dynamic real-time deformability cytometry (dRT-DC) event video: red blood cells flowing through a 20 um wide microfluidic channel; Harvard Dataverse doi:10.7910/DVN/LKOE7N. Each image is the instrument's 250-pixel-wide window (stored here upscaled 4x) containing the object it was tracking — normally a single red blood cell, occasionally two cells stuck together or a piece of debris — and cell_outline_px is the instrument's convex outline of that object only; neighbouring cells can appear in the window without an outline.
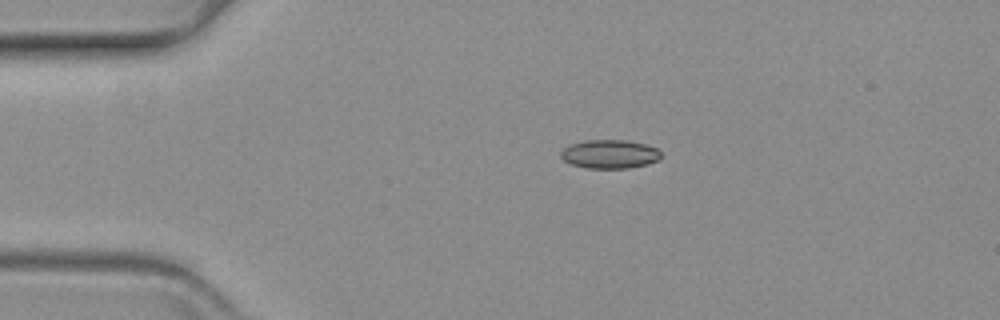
{"species": "common noctule bat (a hibernating species)", "species_latin": "Nyctalus noctula", "temperature_condition": "warm", "stored_images_in_passage": 48, "camera_frame_rate_fps": 3000, "um_per_image_px": 0.085, "animal": {"sex": "female", "body_mass_g": 19.3, "forearm_length_mm": 54.1}, "frame": {"image": 1, "passage_image": 1, "time_ms": 0.0, "image_size_px": [1000, 320], "cell_outline_px": [[660, 156], [656, 160], [648, 164], [628, 168], [588, 168], [572, 164], [564, 160], [560, 156], [560, 152], [564, 148], [572, 144], [584, 140], [624, 140], [644, 144], [656, 148], [660, 152]], "centroid_in_image_um": [51.8, 13.1], "position_along_channel_um": 33.2, "area_um2": 16.53}}
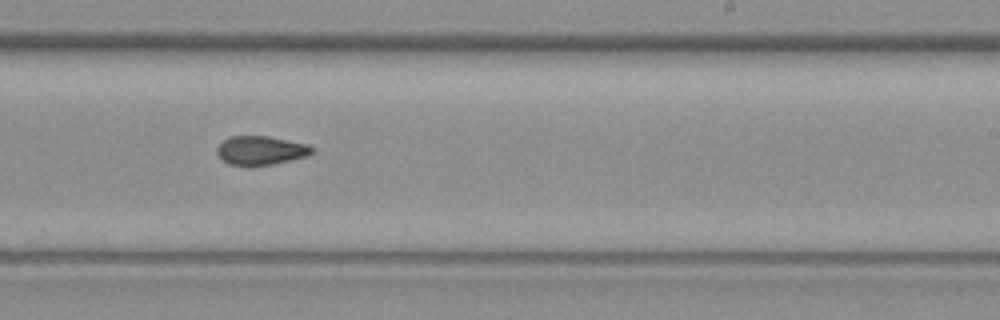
{"frame": {"image": 2, "passage_image": 25, "time_ms": 8.0, "image_size_px": [1000, 320], "cell_outline_px": [[312, 152], [308, 156], [272, 164], [252, 168], [248, 168], [228, 164], [216, 152], [216, 148], [224, 140], [232, 136], [268, 136], [308, 144], [312, 148]], "centroid_in_image_um": [22.14, 12.82], "position_along_channel_um": 266.9, "area_um2": 16.24}}
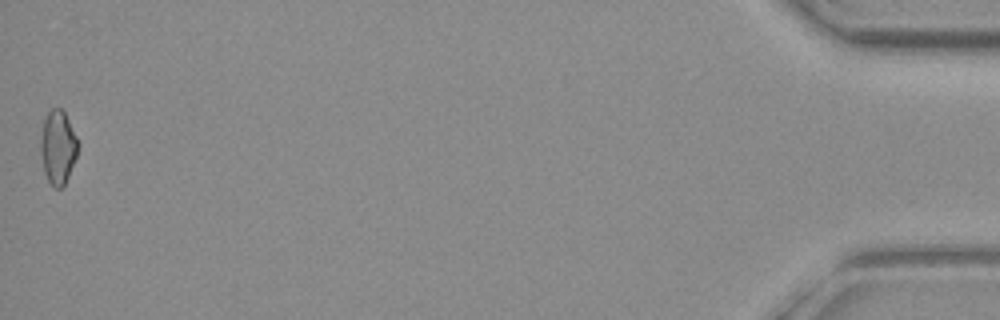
{"frame": {"image": 3, "passage_image": 48, "time_ms": 15.667, "image_size_px": [1000, 320], "cell_outline_px": [[80, 144], [76, 156], [68, 176], [64, 184], [60, 188], [52, 188], [44, 172], [40, 152], [40, 140], [44, 116], [52, 108], [60, 108], [64, 112]], "centroid_in_image_um": [4.91, 12.51], "position_along_channel_um": 430.3, "area_um2": 16.07}}